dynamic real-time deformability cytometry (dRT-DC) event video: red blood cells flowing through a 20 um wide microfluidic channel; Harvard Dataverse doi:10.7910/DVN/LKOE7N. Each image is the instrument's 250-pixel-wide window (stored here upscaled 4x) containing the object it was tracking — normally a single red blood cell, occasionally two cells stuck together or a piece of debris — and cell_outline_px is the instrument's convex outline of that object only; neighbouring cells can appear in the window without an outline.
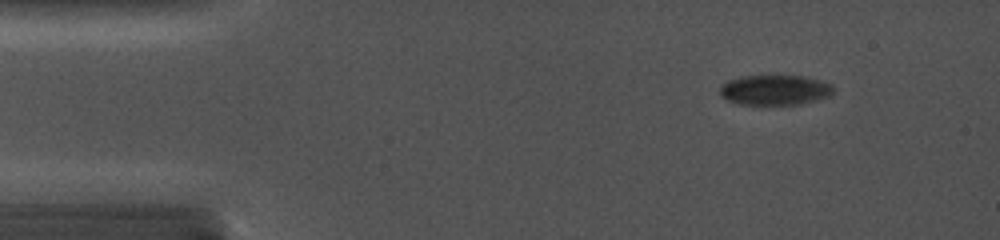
{"species": "common noctule bat (a hibernating species)", "species_latin": "Nyctalus noctula", "temperature_condition": "cold", "stored_images_in_passage": 20, "camera_frame_rate_fps": 5000, "um_per_image_px": 0.085, "animal": {"sex": "female", "body_mass_g": 19.0, "forearm_length_mm": 56.7}, "frame": {"image": 1, "passage_image": 4, "time_ms": 1.4, "image_size_px": [1000, 240], "cell_outline_px": [[836, 88], [828, 96], [816, 100], [800, 104], [740, 104], [728, 100], [720, 92], [720, 88], [728, 80], [740, 76], [804, 76], [820, 80], [832, 84]], "centroid_in_image_um": [65.91, 7.64], "position_along_channel_um": 19.1, "area_um2": 19.71}}
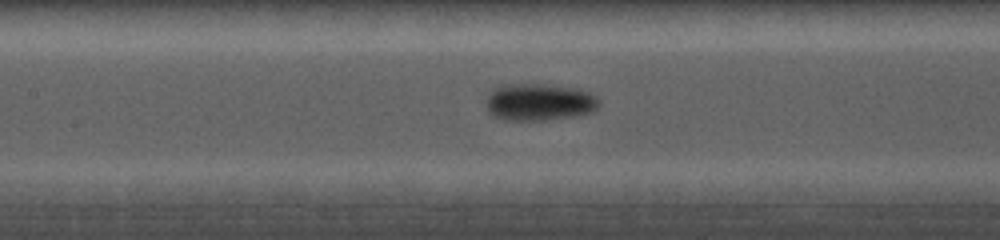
{"frame": {"image": 2, "passage_image": 15, "time_ms": 7.0, "image_size_px": [1000, 240], "cell_outline_px": [[600, 104], [592, 112], [572, 116], [548, 120], [504, 120], [492, 116], [488, 112], [488, 92], [492, 88], [500, 84], [544, 84], [576, 88], [588, 92], [596, 96], [600, 100]], "centroid_in_image_um": [45.81, 8.67], "position_along_channel_um": 161.6, "area_um2": 24.62}}
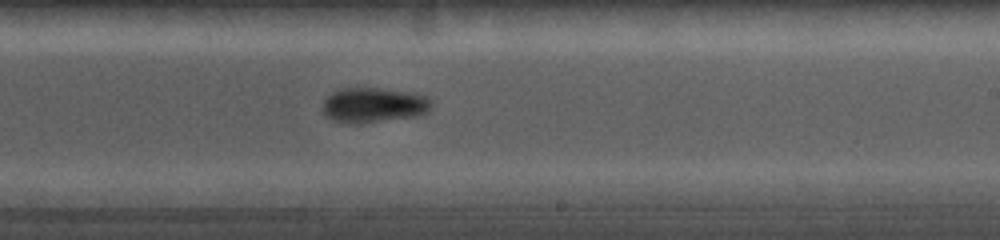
{"frame": {"image": 3, "passage_image": 20, "time_ms": 9.4, "image_size_px": [1000, 240], "cell_outline_px": [[432, 104], [428, 112], [420, 116], [356, 124], [332, 120], [324, 112], [324, 100], [332, 92], [344, 88], [376, 88], [416, 92], [428, 96], [432, 100]], "centroid_in_image_um": [31.85, 8.93], "position_along_channel_um": 257.2, "area_um2": 22.37}}